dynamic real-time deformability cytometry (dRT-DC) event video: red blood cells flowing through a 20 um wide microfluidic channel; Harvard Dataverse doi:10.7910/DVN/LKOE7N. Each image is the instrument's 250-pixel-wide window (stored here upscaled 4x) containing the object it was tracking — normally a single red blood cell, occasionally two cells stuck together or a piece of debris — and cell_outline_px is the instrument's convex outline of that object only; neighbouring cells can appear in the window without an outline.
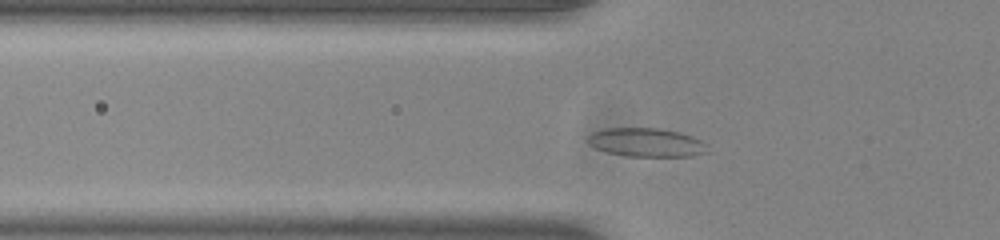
{"species": "common noctule bat (a hibernating species)", "species_latin": "Nyctalus noctula", "temperature_condition": "room temperature", "stored_images_in_passage": 44, "camera_frame_rate_fps": 3000, "um_per_image_px": 0.085, "animal": {"sex": "male", "body_mass_g": 20.0, "forearm_length_mm": 53.3}, "frame": {"image": 1, "passage_image": 8, "time_ms": 2.333, "image_size_px": [1000, 240], "cell_outline_px": [[712, 152], [692, 156], [628, 156], [608, 152], [596, 148], [588, 144], [588, 136], [592, 132], [604, 128], [660, 128], [680, 132], [692, 136], [708, 144]], "centroid_in_image_um": [55.01, 12.1], "position_along_channel_um": 70.8, "area_um2": 20.29}}
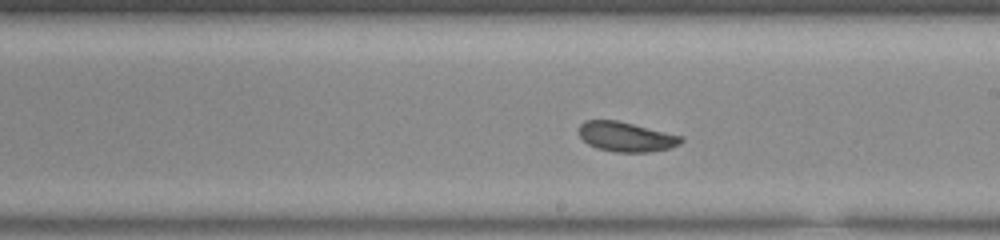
{"frame": {"image": 2, "passage_image": 21, "time_ms": 6.667, "image_size_px": [1000, 240], "cell_outline_px": [[684, 140], [680, 144], [668, 148], [648, 152], [616, 152], [596, 148], [588, 144], [580, 136], [580, 124], [584, 120], [616, 120], [684, 136]], "centroid_in_image_um": [53.23, 11.62], "position_along_channel_um": 235.8, "area_um2": 17.63}}
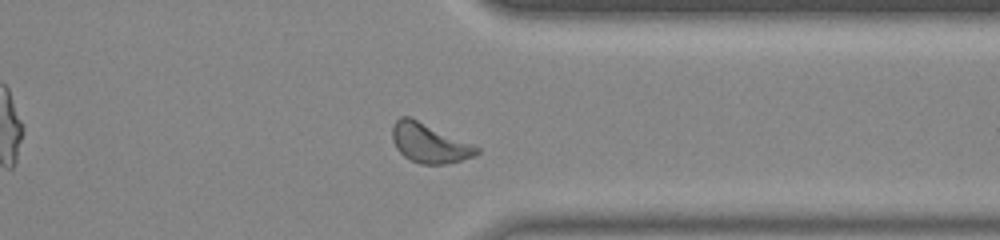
{"frame": {"image": 3, "passage_image": 32, "time_ms": 10.333, "image_size_px": [1000, 240], "cell_outline_px": [[480, 152], [472, 156], [448, 164], [420, 164], [404, 156], [396, 148], [392, 140], [392, 124], [400, 116], [408, 116], [480, 148]], "centroid_in_image_um": [36.44, 12.17], "position_along_channel_um": 375.0, "area_um2": 18.96}, "authors_computed_cell_mechanics": {"area_um2": 18.3804, "velocity_mm_per_s": 3.8238, "shape_relaxation_time_tau1_ms": 4.5723, "shape_relaxation_time_tau2_ms": 2.4352, "deformation_change_tau1": 0.0835, "deformation_change_tau2": 0.0696}}